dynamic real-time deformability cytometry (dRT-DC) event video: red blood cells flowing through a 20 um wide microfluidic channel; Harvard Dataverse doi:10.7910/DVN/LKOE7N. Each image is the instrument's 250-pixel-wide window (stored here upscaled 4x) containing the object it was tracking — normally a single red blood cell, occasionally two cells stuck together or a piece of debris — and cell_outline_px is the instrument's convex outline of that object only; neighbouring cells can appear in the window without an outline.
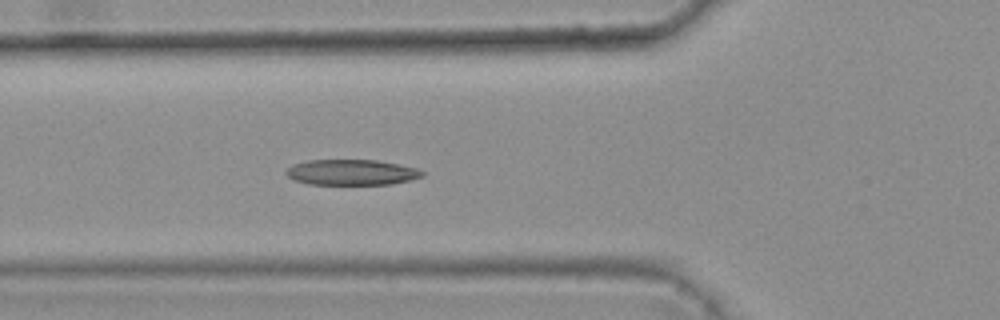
{"species": "common noctule bat (a hibernating species)", "species_latin": "Nyctalus noctula", "temperature_condition": "warm", "stored_images_in_passage": 5, "camera_frame_rate_fps": 3000, "um_per_image_px": 0.085, "animal": {"sex": "female", "body_mass_g": 25.1}, "frame": {"image": 1, "passage_image": 5, "time_ms": 1.333, "image_size_px": [1000, 320], "cell_outline_px": [[424, 176], [392, 184], [308, 184], [292, 180], [284, 172], [292, 164], [308, 160], [376, 160], [400, 164], [416, 168], [424, 172]], "centroid_in_image_um": [29.85, 14.64], "position_along_channel_um": 95.9, "area_um2": 20.35}}